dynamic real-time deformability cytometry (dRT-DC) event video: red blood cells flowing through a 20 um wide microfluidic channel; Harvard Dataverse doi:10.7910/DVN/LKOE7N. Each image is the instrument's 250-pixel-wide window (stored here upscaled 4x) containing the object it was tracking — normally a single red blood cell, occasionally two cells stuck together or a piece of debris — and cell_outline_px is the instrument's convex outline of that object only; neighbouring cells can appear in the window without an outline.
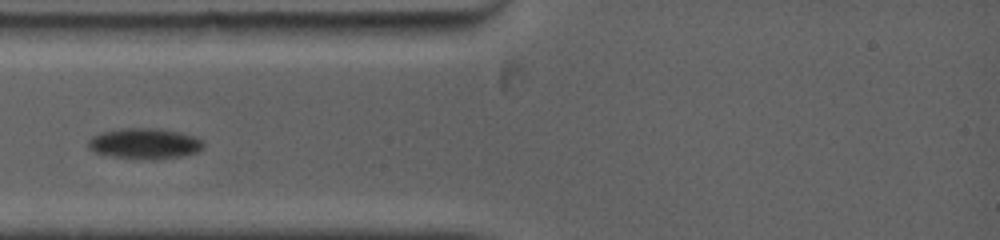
{"species": "common noctule bat (a hibernating species)", "species_latin": "Nyctalus noctula", "temperature_condition": "warm", "stored_images_in_passage": 9, "camera_frame_rate_fps": 5000, "um_per_image_px": 0.085, "animal": {"sex": "female", "body_mass_g": 19.0, "forearm_length_mm": 53.3}, "frame": {"image": 1, "passage_image": 3, "time_ms": 1.8, "image_size_px": [1000, 240], "cell_outline_px": [[204, 148], [196, 152], [180, 156], [152, 160], [112, 156], [96, 152], [88, 148], [88, 140], [92, 136], [100, 132], [120, 128], [156, 128], [180, 132], [204, 140]], "centroid_in_image_um": [12.29, 12.19], "position_along_channel_um": 72.7, "area_um2": 20.63}}
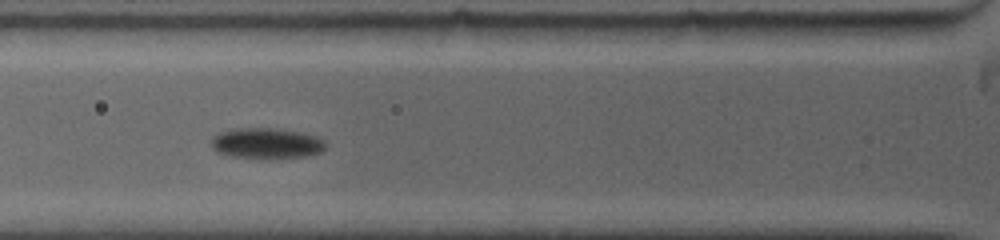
{"frame": {"image": 2, "passage_image": 4, "time_ms": 2.6, "image_size_px": [1000, 240], "cell_outline_px": [[324, 148], [320, 152], [304, 156], [276, 160], [268, 160], [232, 156], [216, 152], [212, 148], [212, 140], [220, 132], [240, 128], [272, 128], [300, 132], [316, 136], [324, 140]], "centroid_in_image_um": [22.66, 12.21], "position_along_channel_um": 103.1, "area_um2": 20.58}}
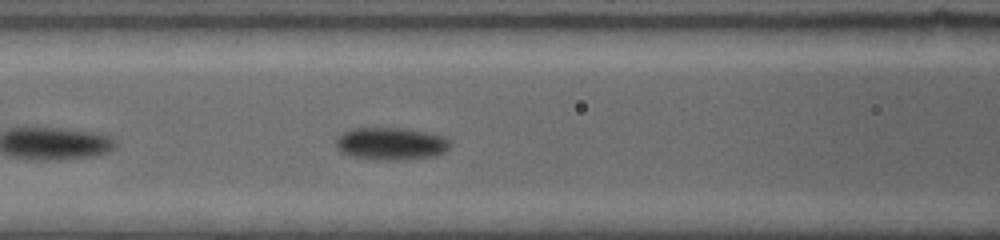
{"frame": {"image": 3, "passage_image": 6, "time_ms": 3.4, "image_size_px": [1000, 240], "cell_outline_px": [[448, 148], [444, 152], [436, 156], [412, 160], [376, 160], [348, 156], [340, 152], [336, 148], [336, 140], [344, 132], [352, 128], [404, 128], [424, 132], [440, 136], [448, 140]], "centroid_in_image_um": [33.18, 12.24], "position_along_channel_um": 133.4, "area_um2": 21.73}}